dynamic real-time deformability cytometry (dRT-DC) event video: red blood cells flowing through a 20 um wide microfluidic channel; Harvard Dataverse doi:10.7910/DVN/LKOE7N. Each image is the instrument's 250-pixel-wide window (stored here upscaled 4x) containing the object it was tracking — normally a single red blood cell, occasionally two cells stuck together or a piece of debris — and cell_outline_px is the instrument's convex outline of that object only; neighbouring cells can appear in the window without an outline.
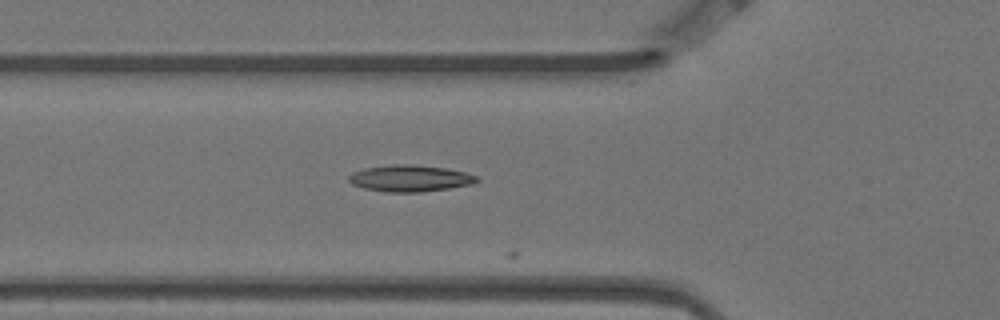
{"species": "Egyptian fruit bat (a non-hibernating species)", "species_latin": "Rousettus aegyptiacus", "temperature_condition": "warm", "stored_images_in_passage": 6, "camera_frame_rate_fps": 3000, "um_per_image_px": 0.085, "animal": {"sex": "female"}, "frame": {"image": 1, "passage_image": 6, "time_ms": 1.667, "image_size_px": [1000, 320], "cell_outline_px": [[480, 180], [472, 184], [448, 188], [420, 192], [384, 192], [364, 188], [352, 184], [348, 180], [348, 176], [352, 172], [364, 168], [392, 164], [408, 164], [444, 168], [464, 172], [476, 176]], "centroid_in_image_um": [34.8, 15.16], "position_along_channel_um": 91.0, "area_um2": 19.71}}